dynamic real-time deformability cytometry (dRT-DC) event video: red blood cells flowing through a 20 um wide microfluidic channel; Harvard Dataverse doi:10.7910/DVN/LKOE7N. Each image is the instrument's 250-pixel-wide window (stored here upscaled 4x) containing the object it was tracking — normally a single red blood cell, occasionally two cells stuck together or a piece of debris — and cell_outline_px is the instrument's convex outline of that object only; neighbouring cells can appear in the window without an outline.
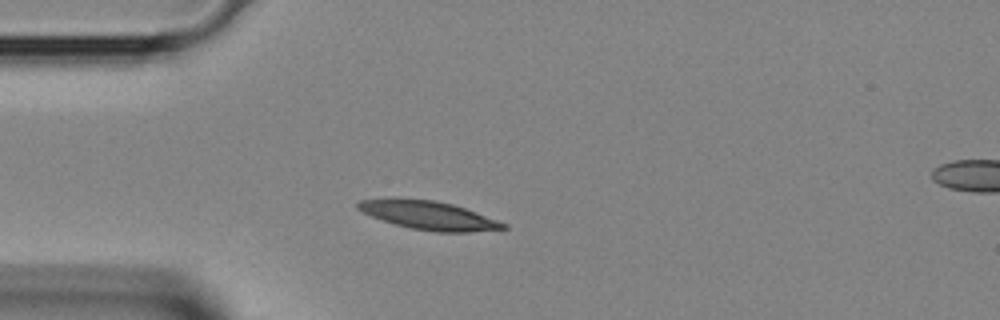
{"species": "Egyptian fruit bat (a non-hibernating species)", "species_latin": "Rousettus aegyptiacus", "temperature_condition": "room temperature", "stored_images_in_passage": 2, "segment_of_instrument_passage": [1, 2], "camera_frame_rate_fps": 3000, "um_per_image_px": 0.085, "animal": {"sex": "female"}, "frame": {"image": 1, "passage_image": 1, "time_ms": 0.0, "image_size_px": [1000, 320], "cell_outline_px": [[508, 228], [468, 232], [436, 232], [412, 228], [396, 224], [372, 216], [356, 208], [356, 204], [360, 200], [388, 196], [436, 200], [452, 204], [464, 208], [508, 224]], "centroid_in_image_um": [36.38, 18.26], "position_along_channel_um": 48.6, "area_um2": 24.33}}